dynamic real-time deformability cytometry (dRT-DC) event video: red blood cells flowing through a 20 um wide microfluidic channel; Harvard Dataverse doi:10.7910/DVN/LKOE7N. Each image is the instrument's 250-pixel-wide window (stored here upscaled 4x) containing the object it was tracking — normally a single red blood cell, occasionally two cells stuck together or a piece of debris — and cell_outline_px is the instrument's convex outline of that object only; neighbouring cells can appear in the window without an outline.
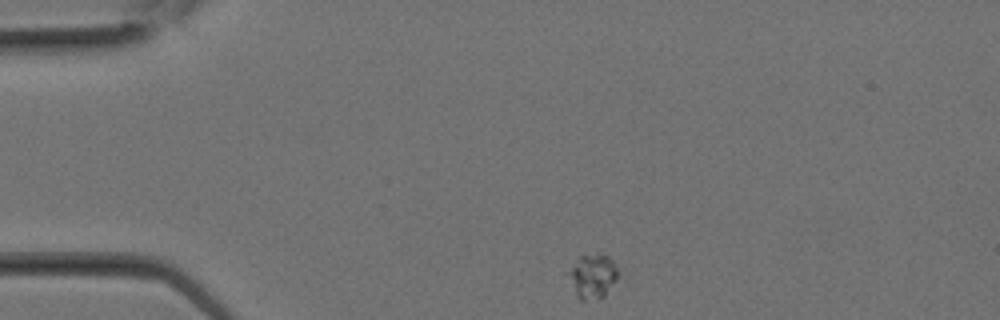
{"species": "Egyptian fruit bat (a non-hibernating species)", "species_latin": "Rousettus aegyptiacus", "temperature_condition": "room temperature", "stored_images_in_passage": 23, "camera_frame_rate_fps": 3000, "um_per_image_px": 0.085, "animal": {"sex": "female"}, "frame": {"image": 1, "passage_image": 1, "time_ms": 0.0, "image_size_px": [1000, 320], "cell_outline_px": [[616, 280], [604, 296], [584, 300], [580, 300], [576, 296], [564, 272], [580, 256], [600, 252], [608, 256], [616, 264]], "centroid_in_image_um": [50.3, 23.44], "position_along_channel_um": 34.7, "area_um2": 13.01}}
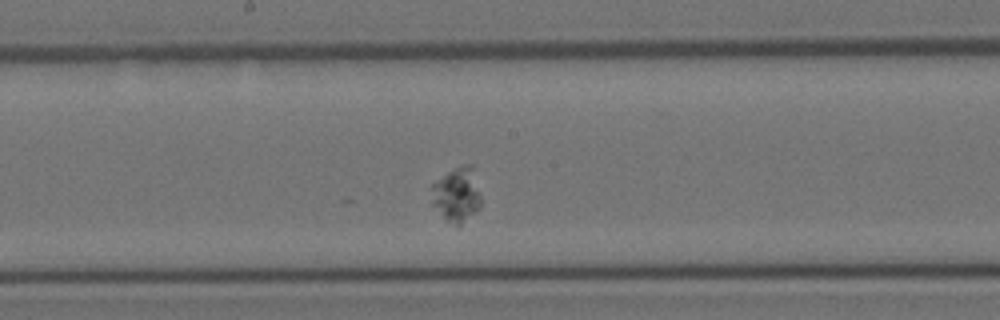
{"frame": {"image": 2, "passage_image": 10, "time_ms": 3.0, "image_size_px": [1000, 320], "cell_outline_px": [[480, 208], [460, 224], [456, 224], [448, 220], [432, 204], [432, 184], [448, 172], [464, 164], [472, 164], [480, 196]], "centroid_in_image_um": [38.84, 16.51], "position_along_channel_um": 209.4, "area_um2": 15.14}}
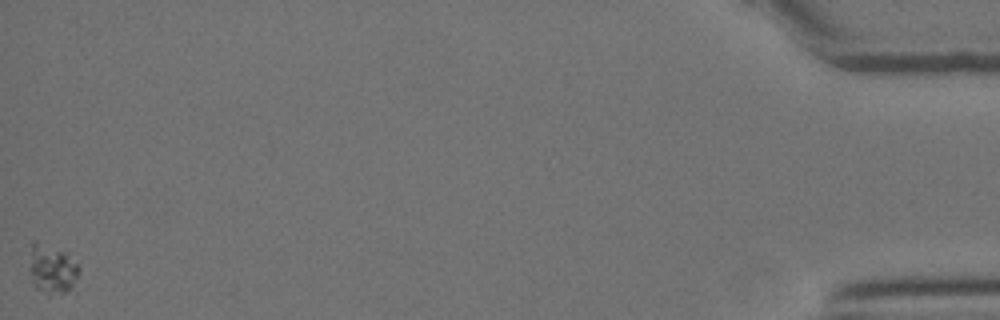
{"frame": {"image": 3, "passage_image": 23, "time_ms": 7.333, "image_size_px": [1000, 320], "cell_outline_px": [[80, 272], [72, 288], [64, 292], [48, 296], [36, 288], [32, 284], [32, 240], [36, 240], [64, 252], [80, 268]], "centroid_in_image_um": [4.45, 22.91], "position_along_channel_um": 430.7, "area_um2": 13.76}}